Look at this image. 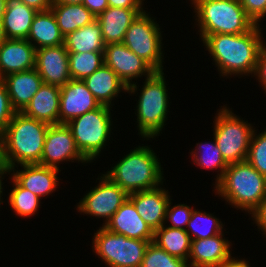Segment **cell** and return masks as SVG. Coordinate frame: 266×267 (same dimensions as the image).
<instances>
[{"label":"cell","instance_id":"cell-20","mask_svg":"<svg viewBox=\"0 0 266 267\" xmlns=\"http://www.w3.org/2000/svg\"><path fill=\"white\" fill-rule=\"evenodd\" d=\"M104 228L128 238L153 242L154 231L140 217L134 204L129 199L120 206Z\"/></svg>","mask_w":266,"mask_h":267},{"label":"cell","instance_id":"cell-19","mask_svg":"<svg viewBox=\"0 0 266 267\" xmlns=\"http://www.w3.org/2000/svg\"><path fill=\"white\" fill-rule=\"evenodd\" d=\"M36 49L27 39H6L0 43V79L35 68Z\"/></svg>","mask_w":266,"mask_h":267},{"label":"cell","instance_id":"cell-27","mask_svg":"<svg viewBox=\"0 0 266 267\" xmlns=\"http://www.w3.org/2000/svg\"><path fill=\"white\" fill-rule=\"evenodd\" d=\"M64 45L68 52L77 53H104V49L106 47L101 27L97 20L78 28L64 37Z\"/></svg>","mask_w":266,"mask_h":267},{"label":"cell","instance_id":"cell-18","mask_svg":"<svg viewBox=\"0 0 266 267\" xmlns=\"http://www.w3.org/2000/svg\"><path fill=\"white\" fill-rule=\"evenodd\" d=\"M163 185L129 194L140 217L155 231L164 225L167 206L172 200L170 192Z\"/></svg>","mask_w":266,"mask_h":267},{"label":"cell","instance_id":"cell-39","mask_svg":"<svg viewBox=\"0 0 266 267\" xmlns=\"http://www.w3.org/2000/svg\"><path fill=\"white\" fill-rule=\"evenodd\" d=\"M251 215L252 223L256 224L258 231L266 238V196L262 199L259 205L249 214Z\"/></svg>","mask_w":266,"mask_h":267},{"label":"cell","instance_id":"cell-45","mask_svg":"<svg viewBox=\"0 0 266 267\" xmlns=\"http://www.w3.org/2000/svg\"><path fill=\"white\" fill-rule=\"evenodd\" d=\"M5 175H10V169L8 167V165L3 161L1 164H0V205L1 204H4L3 202V191L4 190V186H3V179L5 178ZM1 207V206H0Z\"/></svg>","mask_w":266,"mask_h":267},{"label":"cell","instance_id":"cell-8","mask_svg":"<svg viewBox=\"0 0 266 267\" xmlns=\"http://www.w3.org/2000/svg\"><path fill=\"white\" fill-rule=\"evenodd\" d=\"M227 104L221 106L213 121V137L227 164L245 161L248 156L254 124L234 114Z\"/></svg>","mask_w":266,"mask_h":267},{"label":"cell","instance_id":"cell-4","mask_svg":"<svg viewBox=\"0 0 266 267\" xmlns=\"http://www.w3.org/2000/svg\"><path fill=\"white\" fill-rule=\"evenodd\" d=\"M164 71H155L150 77L144 78L145 81L141 87L137 86V81L127 88V93L138 95L139 99L135 114L137 116L138 134L144 140H154L162 133L161 131L168 120L167 115L169 111L170 99L167 89Z\"/></svg>","mask_w":266,"mask_h":267},{"label":"cell","instance_id":"cell-30","mask_svg":"<svg viewBox=\"0 0 266 267\" xmlns=\"http://www.w3.org/2000/svg\"><path fill=\"white\" fill-rule=\"evenodd\" d=\"M196 147L190 152L192 163L201 167V169L217 170L214 186L221 180L228 164L223 159L220 149L216 144L214 137L212 142L196 143Z\"/></svg>","mask_w":266,"mask_h":267},{"label":"cell","instance_id":"cell-9","mask_svg":"<svg viewBox=\"0 0 266 267\" xmlns=\"http://www.w3.org/2000/svg\"><path fill=\"white\" fill-rule=\"evenodd\" d=\"M149 243L100 226L92 238V250L108 267H141Z\"/></svg>","mask_w":266,"mask_h":267},{"label":"cell","instance_id":"cell-29","mask_svg":"<svg viewBox=\"0 0 266 267\" xmlns=\"http://www.w3.org/2000/svg\"><path fill=\"white\" fill-rule=\"evenodd\" d=\"M153 243L170 255L188 261L191 238L184 229L163 225L154 231Z\"/></svg>","mask_w":266,"mask_h":267},{"label":"cell","instance_id":"cell-32","mask_svg":"<svg viewBox=\"0 0 266 267\" xmlns=\"http://www.w3.org/2000/svg\"><path fill=\"white\" fill-rule=\"evenodd\" d=\"M10 179L13 188L8 193L7 203L10 205L11 210L16 213L14 215L21 216L22 218H30L36 215L39 208H41L42 199L30 190L21 187L12 177H9Z\"/></svg>","mask_w":266,"mask_h":267},{"label":"cell","instance_id":"cell-41","mask_svg":"<svg viewBox=\"0 0 266 267\" xmlns=\"http://www.w3.org/2000/svg\"><path fill=\"white\" fill-rule=\"evenodd\" d=\"M145 0H108L109 7H119L127 9H147L144 5Z\"/></svg>","mask_w":266,"mask_h":267},{"label":"cell","instance_id":"cell-11","mask_svg":"<svg viewBox=\"0 0 266 267\" xmlns=\"http://www.w3.org/2000/svg\"><path fill=\"white\" fill-rule=\"evenodd\" d=\"M98 184L92 187L77 203L76 210L96 219L103 218L104 227L120 206L128 199L129 194L113 183L106 175L98 178Z\"/></svg>","mask_w":266,"mask_h":267},{"label":"cell","instance_id":"cell-33","mask_svg":"<svg viewBox=\"0 0 266 267\" xmlns=\"http://www.w3.org/2000/svg\"><path fill=\"white\" fill-rule=\"evenodd\" d=\"M69 72L72 79L84 80L104 64L102 52H68Z\"/></svg>","mask_w":266,"mask_h":267},{"label":"cell","instance_id":"cell-16","mask_svg":"<svg viewBox=\"0 0 266 267\" xmlns=\"http://www.w3.org/2000/svg\"><path fill=\"white\" fill-rule=\"evenodd\" d=\"M20 170L10 168V176L23 188L43 199L55 192L61 180L60 169L39 164H22ZM59 178V179H58Z\"/></svg>","mask_w":266,"mask_h":267},{"label":"cell","instance_id":"cell-7","mask_svg":"<svg viewBox=\"0 0 266 267\" xmlns=\"http://www.w3.org/2000/svg\"><path fill=\"white\" fill-rule=\"evenodd\" d=\"M111 107L101 105L99 108L87 112L69 121L76 147L82 156L92 163L101 156V152L111 140L113 119Z\"/></svg>","mask_w":266,"mask_h":267},{"label":"cell","instance_id":"cell-46","mask_svg":"<svg viewBox=\"0 0 266 267\" xmlns=\"http://www.w3.org/2000/svg\"><path fill=\"white\" fill-rule=\"evenodd\" d=\"M83 0H53L52 3H61V4H81Z\"/></svg>","mask_w":266,"mask_h":267},{"label":"cell","instance_id":"cell-36","mask_svg":"<svg viewBox=\"0 0 266 267\" xmlns=\"http://www.w3.org/2000/svg\"><path fill=\"white\" fill-rule=\"evenodd\" d=\"M171 205L172 201L170 200L166 210L164 225L170 222L169 225L167 224L166 226L185 230L194 207L186 203Z\"/></svg>","mask_w":266,"mask_h":267},{"label":"cell","instance_id":"cell-49","mask_svg":"<svg viewBox=\"0 0 266 267\" xmlns=\"http://www.w3.org/2000/svg\"><path fill=\"white\" fill-rule=\"evenodd\" d=\"M5 38L2 27V20H0V43Z\"/></svg>","mask_w":266,"mask_h":267},{"label":"cell","instance_id":"cell-35","mask_svg":"<svg viewBox=\"0 0 266 267\" xmlns=\"http://www.w3.org/2000/svg\"><path fill=\"white\" fill-rule=\"evenodd\" d=\"M257 131L255 128L246 160L266 177V127L261 133Z\"/></svg>","mask_w":266,"mask_h":267},{"label":"cell","instance_id":"cell-44","mask_svg":"<svg viewBox=\"0 0 266 267\" xmlns=\"http://www.w3.org/2000/svg\"><path fill=\"white\" fill-rule=\"evenodd\" d=\"M220 267H251L250 262L247 259L238 258L235 256L230 260L224 262Z\"/></svg>","mask_w":266,"mask_h":267},{"label":"cell","instance_id":"cell-5","mask_svg":"<svg viewBox=\"0 0 266 267\" xmlns=\"http://www.w3.org/2000/svg\"><path fill=\"white\" fill-rule=\"evenodd\" d=\"M213 191L232 208L250 214L266 196V177L247 160L228 164Z\"/></svg>","mask_w":266,"mask_h":267},{"label":"cell","instance_id":"cell-23","mask_svg":"<svg viewBox=\"0 0 266 267\" xmlns=\"http://www.w3.org/2000/svg\"><path fill=\"white\" fill-rule=\"evenodd\" d=\"M143 11L145 10L119 7L106 8L96 17L100 24L105 44L122 43L127 29Z\"/></svg>","mask_w":266,"mask_h":267},{"label":"cell","instance_id":"cell-43","mask_svg":"<svg viewBox=\"0 0 266 267\" xmlns=\"http://www.w3.org/2000/svg\"><path fill=\"white\" fill-rule=\"evenodd\" d=\"M22 3L34 8L36 11L50 10L53 0H21Z\"/></svg>","mask_w":266,"mask_h":267},{"label":"cell","instance_id":"cell-10","mask_svg":"<svg viewBox=\"0 0 266 267\" xmlns=\"http://www.w3.org/2000/svg\"><path fill=\"white\" fill-rule=\"evenodd\" d=\"M150 12L140 13L125 33L123 44L147 62L155 71H163L164 54L162 32Z\"/></svg>","mask_w":266,"mask_h":267},{"label":"cell","instance_id":"cell-25","mask_svg":"<svg viewBox=\"0 0 266 267\" xmlns=\"http://www.w3.org/2000/svg\"><path fill=\"white\" fill-rule=\"evenodd\" d=\"M36 11L21 0H6L2 17L3 33L6 39H27Z\"/></svg>","mask_w":266,"mask_h":267},{"label":"cell","instance_id":"cell-26","mask_svg":"<svg viewBox=\"0 0 266 267\" xmlns=\"http://www.w3.org/2000/svg\"><path fill=\"white\" fill-rule=\"evenodd\" d=\"M27 40L35 49L64 44V36L51 9L35 14Z\"/></svg>","mask_w":266,"mask_h":267},{"label":"cell","instance_id":"cell-15","mask_svg":"<svg viewBox=\"0 0 266 267\" xmlns=\"http://www.w3.org/2000/svg\"><path fill=\"white\" fill-rule=\"evenodd\" d=\"M35 69L43 83L62 87L72 78L64 44L36 49Z\"/></svg>","mask_w":266,"mask_h":267},{"label":"cell","instance_id":"cell-24","mask_svg":"<svg viewBox=\"0 0 266 267\" xmlns=\"http://www.w3.org/2000/svg\"><path fill=\"white\" fill-rule=\"evenodd\" d=\"M60 87L43 83L22 111L26 116L50 125L59 124Z\"/></svg>","mask_w":266,"mask_h":267},{"label":"cell","instance_id":"cell-34","mask_svg":"<svg viewBox=\"0 0 266 267\" xmlns=\"http://www.w3.org/2000/svg\"><path fill=\"white\" fill-rule=\"evenodd\" d=\"M141 267H190L188 261L170 255L155 243L150 242Z\"/></svg>","mask_w":266,"mask_h":267},{"label":"cell","instance_id":"cell-31","mask_svg":"<svg viewBox=\"0 0 266 267\" xmlns=\"http://www.w3.org/2000/svg\"><path fill=\"white\" fill-rule=\"evenodd\" d=\"M224 224L214 213L193 209L185 231L191 240L205 239L224 232Z\"/></svg>","mask_w":266,"mask_h":267},{"label":"cell","instance_id":"cell-37","mask_svg":"<svg viewBox=\"0 0 266 267\" xmlns=\"http://www.w3.org/2000/svg\"><path fill=\"white\" fill-rule=\"evenodd\" d=\"M15 113L16 111L11 104L6 85L0 79V134L5 132Z\"/></svg>","mask_w":266,"mask_h":267},{"label":"cell","instance_id":"cell-3","mask_svg":"<svg viewBox=\"0 0 266 267\" xmlns=\"http://www.w3.org/2000/svg\"><path fill=\"white\" fill-rule=\"evenodd\" d=\"M143 145L130 149L109 171L104 172V175L128 194L155 189L165 181L157 154L150 146Z\"/></svg>","mask_w":266,"mask_h":267},{"label":"cell","instance_id":"cell-42","mask_svg":"<svg viewBox=\"0 0 266 267\" xmlns=\"http://www.w3.org/2000/svg\"><path fill=\"white\" fill-rule=\"evenodd\" d=\"M82 4L96 17L109 7L108 0H83Z\"/></svg>","mask_w":266,"mask_h":267},{"label":"cell","instance_id":"cell-14","mask_svg":"<svg viewBox=\"0 0 266 267\" xmlns=\"http://www.w3.org/2000/svg\"><path fill=\"white\" fill-rule=\"evenodd\" d=\"M100 106L83 80L71 79L60 87L59 124H67Z\"/></svg>","mask_w":266,"mask_h":267},{"label":"cell","instance_id":"cell-21","mask_svg":"<svg viewBox=\"0 0 266 267\" xmlns=\"http://www.w3.org/2000/svg\"><path fill=\"white\" fill-rule=\"evenodd\" d=\"M2 80L6 85L11 104L16 112H22L27 107L43 84L42 78L35 68L8 74Z\"/></svg>","mask_w":266,"mask_h":267},{"label":"cell","instance_id":"cell-38","mask_svg":"<svg viewBox=\"0 0 266 267\" xmlns=\"http://www.w3.org/2000/svg\"><path fill=\"white\" fill-rule=\"evenodd\" d=\"M248 17L256 24L261 25V20L266 16V0H240Z\"/></svg>","mask_w":266,"mask_h":267},{"label":"cell","instance_id":"cell-1","mask_svg":"<svg viewBox=\"0 0 266 267\" xmlns=\"http://www.w3.org/2000/svg\"><path fill=\"white\" fill-rule=\"evenodd\" d=\"M261 29L255 25L246 33L213 34L202 41L220 77H253L259 55L266 46Z\"/></svg>","mask_w":266,"mask_h":267},{"label":"cell","instance_id":"cell-13","mask_svg":"<svg viewBox=\"0 0 266 267\" xmlns=\"http://www.w3.org/2000/svg\"><path fill=\"white\" fill-rule=\"evenodd\" d=\"M104 64L109 66L127 86L143 76L150 77L155 70L142 58L135 55L123 43L107 44L104 49Z\"/></svg>","mask_w":266,"mask_h":267},{"label":"cell","instance_id":"cell-6","mask_svg":"<svg viewBox=\"0 0 266 267\" xmlns=\"http://www.w3.org/2000/svg\"><path fill=\"white\" fill-rule=\"evenodd\" d=\"M199 39L213 34H242L256 24L248 17L240 0H191Z\"/></svg>","mask_w":266,"mask_h":267},{"label":"cell","instance_id":"cell-12","mask_svg":"<svg viewBox=\"0 0 266 267\" xmlns=\"http://www.w3.org/2000/svg\"><path fill=\"white\" fill-rule=\"evenodd\" d=\"M89 163L76 147L70 128L66 124H53L47 135L39 165L59 169L62 162Z\"/></svg>","mask_w":266,"mask_h":267},{"label":"cell","instance_id":"cell-40","mask_svg":"<svg viewBox=\"0 0 266 267\" xmlns=\"http://www.w3.org/2000/svg\"><path fill=\"white\" fill-rule=\"evenodd\" d=\"M253 77H255L256 81L258 80L259 85L265 90L264 94L266 95V46L259 55Z\"/></svg>","mask_w":266,"mask_h":267},{"label":"cell","instance_id":"cell-47","mask_svg":"<svg viewBox=\"0 0 266 267\" xmlns=\"http://www.w3.org/2000/svg\"><path fill=\"white\" fill-rule=\"evenodd\" d=\"M5 10H6V0H0V20H2Z\"/></svg>","mask_w":266,"mask_h":267},{"label":"cell","instance_id":"cell-2","mask_svg":"<svg viewBox=\"0 0 266 267\" xmlns=\"http://www.w3.org/2000/svg\"><path fill=\"white\" fill-rule=\"evenodd\" d=\"M50 124L16 112L2 134L3 160L10 168L39 164Z\"/></svg>","mask_w":266,"mask_h":267},{"label":"cell","instance_id":"cell-48","mask_svg":"<svg viewBox=\"0 0 266 267\" xmlns=\"http://www.w3.org/2000/svg\"><path fill=\"white\" fill-rule=\"evenodd\" d=\"M3 145H2V134H0V164L3 162Z\"/></svg>","mask_w":266,"mask_h":267},{"label":"cell","instance_id":"cell-17","mask_svg":"<svg viewBox=\"0 0 266 267\" xmlns=\"http://www.w3.org/2000/svg\"><path fill=\"white\" fill-rule=\"evenodd\" d=\"M225 233L191 240L188 263L190 267H220L232 258V243L226 239Z\"/></svg>","mask_w":266,"mask_h":267},{"label":"cell","instance_id":"cell-28","mask_svg":"<svg viewBox=\"0 0 266 267\" xmlns=\"http://www.w3.org/2000/svg\"><path fill=\"white\" fill-rule=\"evenodd\" d=\"M50 9L55 15L60 32L64 37L78 28L96 20V16H94L82 3H52Z\"/></svg>","mask_w":266,"mask_h":267},{"label":"cell","instance_id":"cell-22","mask_svg":"<svg viewBox=\"0 0 266 267\" xmlns=\"http://www.w3.org/2000/svg\"><path fill=\"white\" fill-rule=\"evenodd\" d=\"M100 105L113 107L115 98L122 92H127V86L118 75L107 65L103 64L90 76L83 80ZM113 103V104H112Z\"/></svg>","mask_w":266,"mask_h":267}]
</instances>
